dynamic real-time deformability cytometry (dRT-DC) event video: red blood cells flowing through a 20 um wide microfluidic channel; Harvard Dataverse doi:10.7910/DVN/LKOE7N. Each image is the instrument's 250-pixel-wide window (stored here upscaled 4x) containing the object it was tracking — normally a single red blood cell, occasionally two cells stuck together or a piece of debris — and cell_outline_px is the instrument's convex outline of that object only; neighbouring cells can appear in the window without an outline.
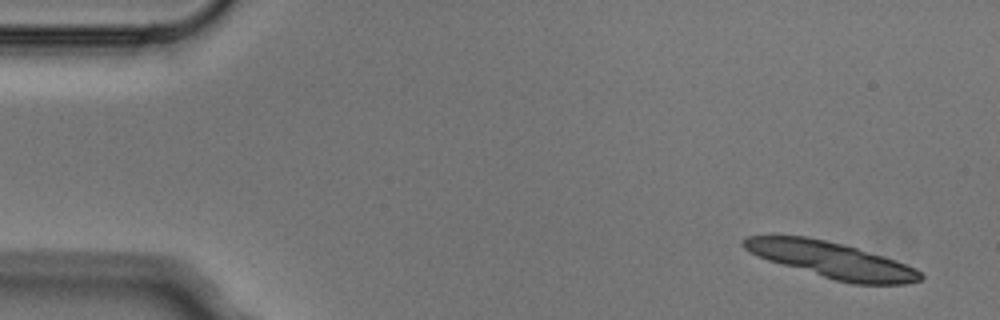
{"species": "Egyptian fruit bat (a non-hibernating species)", "species_latin": "Rousettus aegyptiacus", "temperature_condition": "cold", "stored_images_in_passage": 5, "camera_frame_rate_fps": 3000, "um_per_image_px": 0.085, "animal": {"sex": "male"}, "frame": {"image": 1, "passage_image": 1, "time_ms": 0.0, "image_size_px": [1000, 320], "cell_outline_px": [[924, 276], [920, 280], [904, 284], [852, 284], [836, 280], [768, 260], [744, 248], [740, 244], [740, 240], [748, 236], [808, 236], [856, 248], [896, 260], [916, 268]], "centroid_in_image_um": [70.7, 22.1], "position_along_channel_um": 14.3, "area_um2": 36.47}}
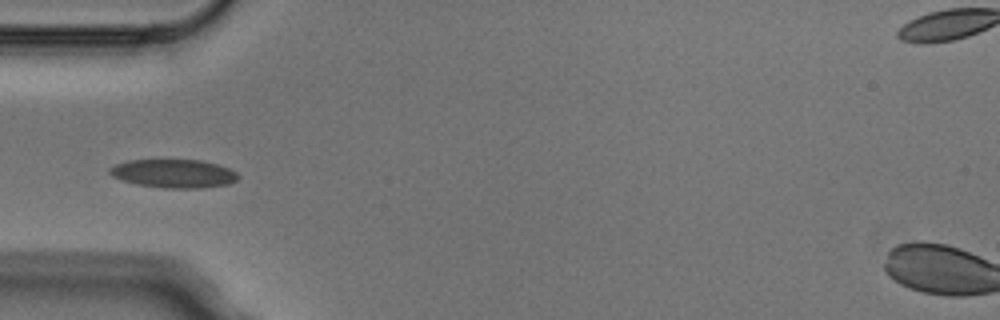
{"frame": {"image": 2, "passage_image": 5, "time_ms": 1.333, "image_size_px": [1000, 320], "cell_outline_px": [[240, 176], [236, 180], [228, 184], [200, 188], [164, 188], [136, 184], [112, 176], [108, 172], [108, 168], [116, 164], [128, 160], [200, 160], [216, 164], [228, 168], [236, 172]], "centroid_in_image_um": [14.75, 14.75], "position_along_channel_um": 70.2, "area_um2": 21.21}}